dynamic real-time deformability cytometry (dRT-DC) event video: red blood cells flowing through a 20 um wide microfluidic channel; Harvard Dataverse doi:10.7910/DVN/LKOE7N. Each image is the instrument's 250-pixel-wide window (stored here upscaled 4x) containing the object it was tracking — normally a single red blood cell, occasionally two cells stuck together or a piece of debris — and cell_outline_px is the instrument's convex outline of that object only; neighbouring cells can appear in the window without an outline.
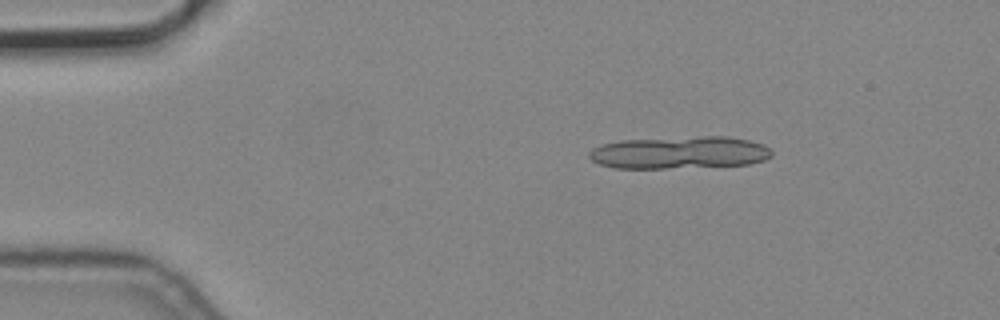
{"species": "common noctule bat (a hibernating species)", "species_latin": "Nyctalus noctula", "temperature_condition": "cold", "stored_images_in_passage": 5, "camera_frame_rate_fps": 3000, "um_per_image_px": 0.085, "animal": {"sex": "male", "body_mass_g": 19.2, "forearm_length_mm": 51.8}, "frame": {"image": 1, "passage_image": 3, "time_ms": 0.667, "image_size_px": [1000, 320], "cell_outline_px": [[772, 156], [764, 160], [748, 164], [664, 168], [612, 168], [600, 164], [592, 160], [588, 156], [588, 152], [592, 148], [604, 144], [620, 140], [704, 136], [724, 136], [748, 140], [764, 144], [772, 152]], "centroid_in_image_um": [57.74, 12.96], "position_along_channel_um": 27.3, "area_um2": 34.33}}